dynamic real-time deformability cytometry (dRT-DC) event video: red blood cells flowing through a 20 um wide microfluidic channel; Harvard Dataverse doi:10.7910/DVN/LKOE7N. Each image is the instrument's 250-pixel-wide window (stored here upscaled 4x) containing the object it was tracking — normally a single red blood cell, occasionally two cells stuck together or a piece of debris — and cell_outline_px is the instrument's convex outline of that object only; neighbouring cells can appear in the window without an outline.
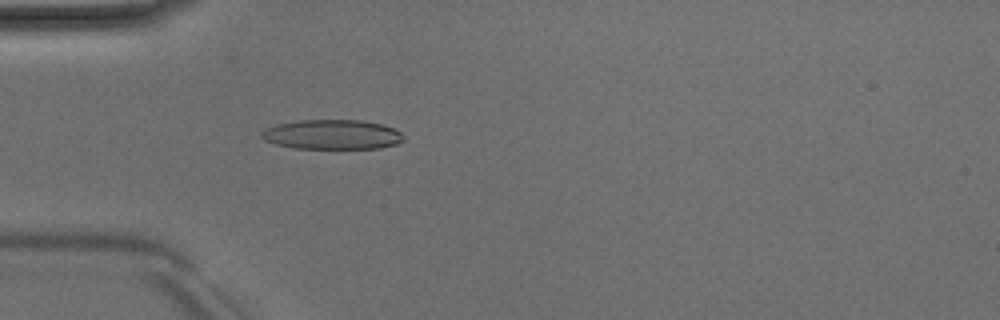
{"species": "Egyptian fruit bat (a non-hibernating species)", "species_latin": "Rousettus aegyptiacus", "temperature_condition": "room temperature", "stored_images_in_passage": 44, "camera_frame_rate_fps": 3000, "um_per_image_px": 0.085, "animal": {"sex": "male"}, "frame": {"image": 1, "passage_image": 9, "time_ms": 2.667, "image_size_px": [1000, 320], "cell_outline_px": [[404, 140], [396, 144], [380, 148], [292, 148], [276, 144], [264, 140], [260, 136], [260, 132], [276, 124], [300, 120], [364, 120], [380, 124], [392, 128], [400, 132], [404, 136]], "centroid_in_image_um": [28.22, 11.43], "position_along_channel_um": 56.8, "area_um2": 24.51}}
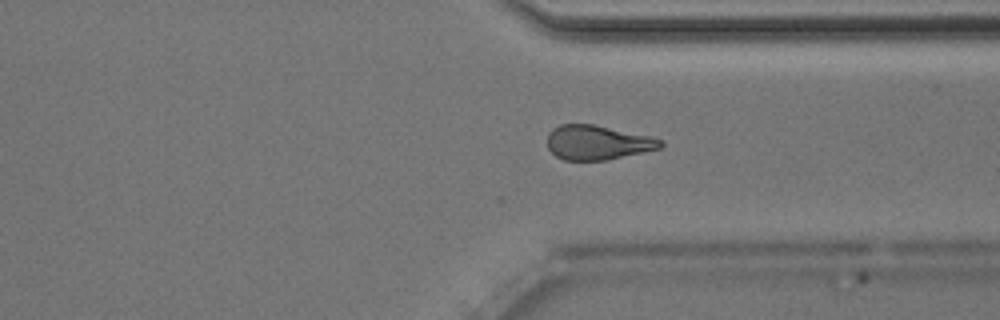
{"frame": {"image": 2, "passage_image": 32, "time_ms": 10.333, "image_size_px": [1000, 320], "cell_outline_px": [[664, 144], [660, 148], [608, 160], [564, 160], [556, 156], [548, 148], [548, 132], [552, 128], [560, 124], [592, 124], [648, 136], [660, 140]], "centroid_in_image_um": [50.74, 12.12], "position_along_channel_um": 360.7, "area_um2": 22.48}}
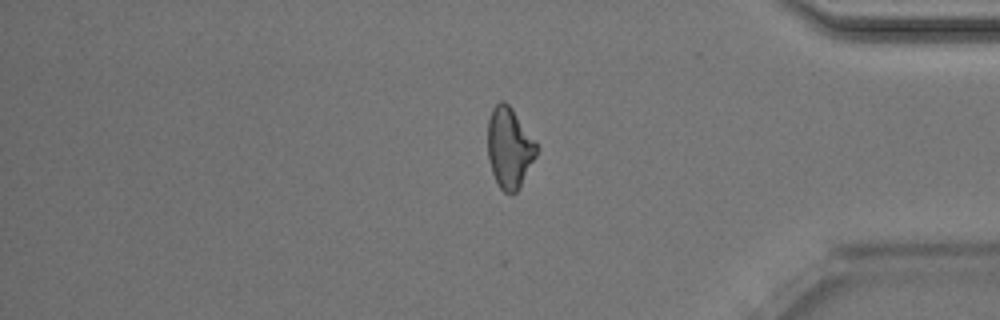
{"frame": {"image": 3, "passage_image": 36, "time_ms": 11.667, "image_size_px": [1000, 320], "cell_outline_px": [[540, 148], [520, 188], [516, 192], [504, 192], [496, 184], [488, 160], [488, 120], [492, 108], [500, 100], [504, 100], [512, 108]], "centroid_in_image_um": [43.3, 12.57], "position_along_channel_um": 391.9, "area_um2": 23.12}, "authors_computed_cell_mechanics": {"area_um2": 23.4379, "velocity_mm_per_s": 4.0409, "shape_relaxation_time_tau1_ms": null, "shape_relaxation_time_tau2_ms": 3.3804, "deformation_change_tau1": null, "deformation_change_tau2": 0.133}}